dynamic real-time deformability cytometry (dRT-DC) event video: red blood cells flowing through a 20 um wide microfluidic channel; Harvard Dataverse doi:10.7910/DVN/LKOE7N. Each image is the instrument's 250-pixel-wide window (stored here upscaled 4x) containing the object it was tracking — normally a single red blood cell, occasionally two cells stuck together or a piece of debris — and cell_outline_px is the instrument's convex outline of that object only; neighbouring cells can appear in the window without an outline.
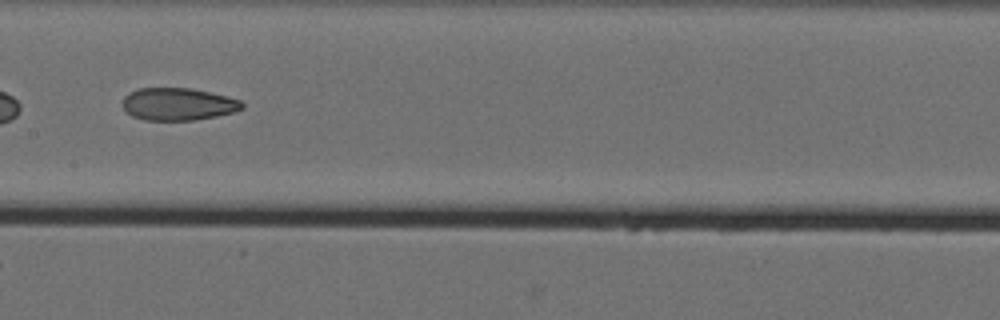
{"species": "Egyptian fruit bat (a non-hibernating species)", "species_latin": "Rousettus aegyptiacus", "temperature_condition": "cold", "stored_images_in_passage": 42, "camera_frame_rate_fps": 3000, "um_per_image_px": 0.085, "animal": {"sex": "female"}, "frame": {"image": 1, "passage_image": 36, "time_ms": 11.667, "image_size_px": [1000, 320], "cell_outline_px": [[244, 108], [236, 112], [216, 116], [192, 120], [144, 120], [132, 116], [120, 104], [124, 96], [128, 92], [136, 88], [192, 88], [228, 96], [240, 100], [244, 104]], "centroid_in_image_um": [15.13, 8.84], "position_along_channel_um": 192.3, "area_um2": 22.89}}